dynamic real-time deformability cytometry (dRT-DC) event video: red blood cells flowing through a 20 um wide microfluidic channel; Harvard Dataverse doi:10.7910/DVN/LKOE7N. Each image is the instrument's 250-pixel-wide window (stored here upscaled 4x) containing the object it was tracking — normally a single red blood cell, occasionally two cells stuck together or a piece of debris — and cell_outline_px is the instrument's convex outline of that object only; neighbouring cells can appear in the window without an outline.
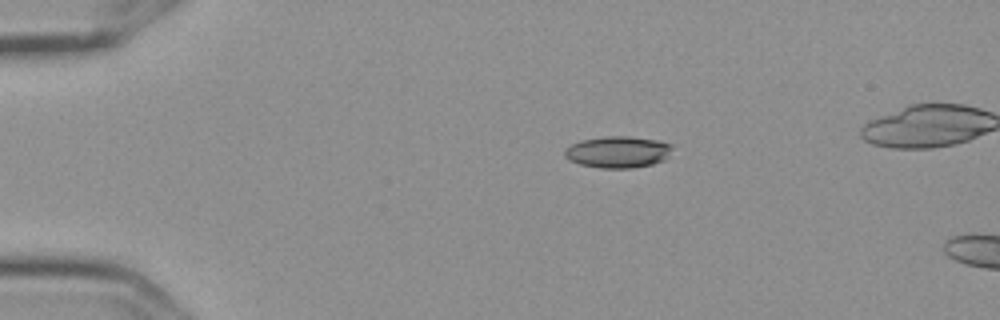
{"species": "Egyptian fruit bat (a non-hibernating species)", "species_latin": "Rousettus aegyptiacus", "temperature_condition": "cold", "stored_images_in_passage": 2, "camera_frame_rate_fps": 3000, "um_per_image_px": 0.085, "frame": {"image": 1, "passage_image": 1, "time_ms": 0.0, "image_size_px": [1000, 320], "cell_outline_px": [[672, 148], [668, 156], [664, 160], [652, 164], [632, 168], [600, 168], [580, 164], [568, 160], [564, 156], [564, 148], [580, 140], [604, 136], [628, 136], [656, 140], [672, 144]], "centroid_in_image_um": [52.49, 12.92], "position_along_channel_um": 32.5, "area_um2": 19.94}}